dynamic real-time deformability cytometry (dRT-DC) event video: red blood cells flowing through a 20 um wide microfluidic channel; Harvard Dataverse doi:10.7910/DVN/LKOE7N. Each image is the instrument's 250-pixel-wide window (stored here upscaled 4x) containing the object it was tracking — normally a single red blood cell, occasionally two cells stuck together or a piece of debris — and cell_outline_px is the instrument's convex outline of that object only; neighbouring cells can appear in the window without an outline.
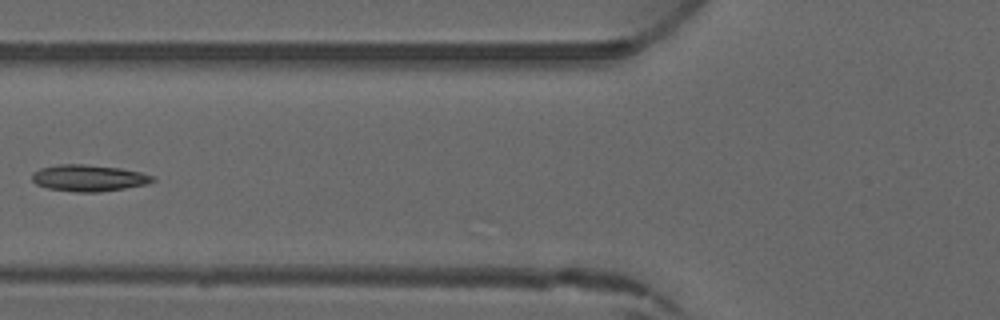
{"species": "common noctule bat (a hibernating species)", "species_latin": "Nyctalus noctula", "temperature_condition": "warm", "stored_images_in_passage": 6, "camera_frame_rate_fps": 3000, "um_per_image_px": 0.085, "animal": {"sex": "male", "forearm_length_mm": 52.5}, "frame": {"image": 1, "passage_image": 6, "time_ms": 5.667, "image_size_px": [1000, 320], "cell_outline_px": [[156, 180], [148, 184], [100, 192], [76, 192], [48, 188], [36, 184], [32, 180], [32, 172], [40, 168], [60, 164], [84, 164], [120, 168], [140, 172], [152, 176]], "centroid_in_image_um": [7.52, 15.13], "position_along_channel_um": 118.3, "area_um2": 18.61}}